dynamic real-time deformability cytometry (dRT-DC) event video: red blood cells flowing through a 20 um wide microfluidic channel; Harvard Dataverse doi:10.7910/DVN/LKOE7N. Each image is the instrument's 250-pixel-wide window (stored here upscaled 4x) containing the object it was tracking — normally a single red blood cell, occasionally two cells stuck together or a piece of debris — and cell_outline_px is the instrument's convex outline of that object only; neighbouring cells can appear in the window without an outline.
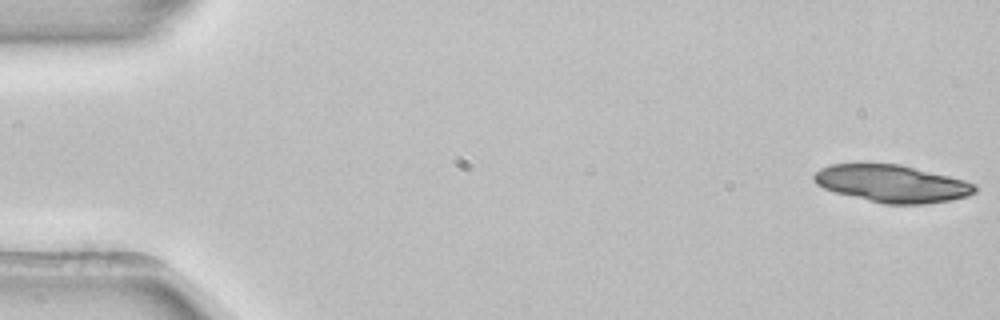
{"species": "common noctule bat (a hibernating species)", "species_latin": "Nyctalus noctula", "temperature_condition": "room temperature", "stored_images_in_passage": 53, "camera_frame_rate_fps": 3000, "um_per_image_px": 0.085, "animal": {"sex": "female", "body_mass_g": 22.7, "forearm_length_mm": 54.2}, "frame": {"image": 1, "passage_image": 1, "time_ms": 0.0, "image_size_px": [1000, 320], "cell_outline_px": [[976, 192], [968, 196], [952, 200], [924, 204], [884, 204], [836, 192], [824, 188], [816, 184], [812, 180], [812, 176], [820, 168], [832, 164], [900, 164], [964, 180], [976, 184]], "centroid_in_image_um": [75.82, 15.61], "position_along_channel_um": 9.2, "area_um2": 34.85}}
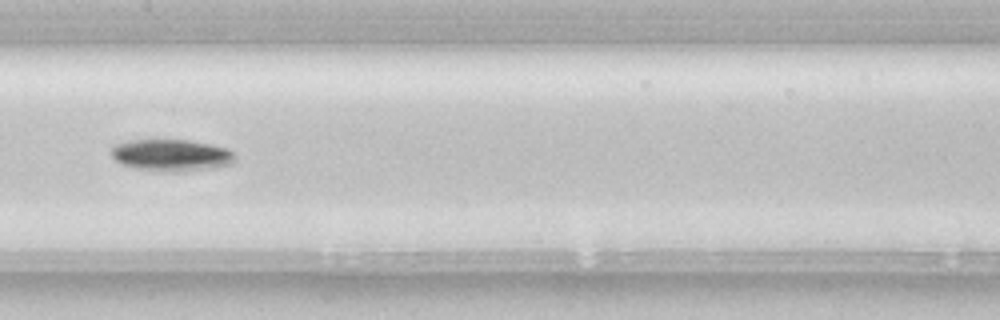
{"frame": {"image": 2, "passage_image": 27, "time_ms": 8.667, "image_size_px": [1000, 320], "cell_outline_px": [[236, 160], [232, 164], [212, 168], [184, 172], [160, 172], [120, 164], [112, 156], [112, 148], [116, 144], [128, 140], [188, 140], [228, 148], [236, 156]], "centroid_in_image_um": [14.6, 13.2], "position_along_channel_um": 192.8, "area_um2": 23.06}}
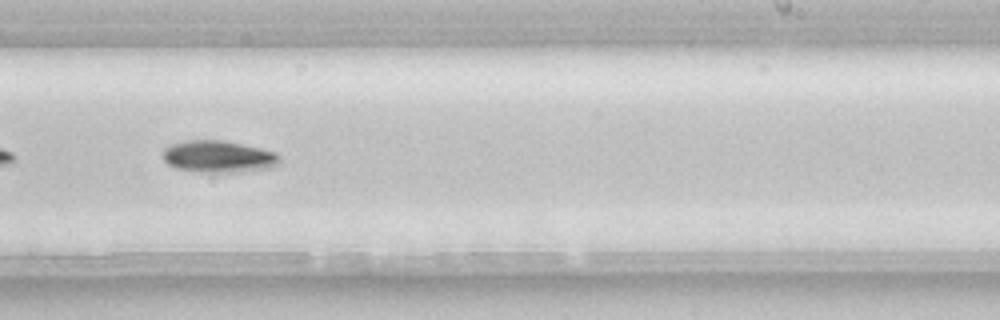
{"frame": {"image": 3, "passage_image": 33, "time_ms": 10.667, "image_size_px": [1000, 320], "cell_outline_px": [[280, 164], [272, 168], [240, 172], [200, 172], [176, 168], [168, 164], [164, 160], [164, 148], [172, 144], [188, 140], [220, 140], [260, 148], [276, 152], [280, 156]], "centroid_in_image_um": [18.61, 13.32], "position_along_channel_um": 270.4, "area_um2": 21.73}, "authors_computed_cell_mechanics": {"area_um2": 22.3108, "velocity_mm_per_s": 3.9007, "shape_relaxation_time_tau1_ms": 2.7961, "shape_relaxation_time_tau2_ms": null, "deformation_change_tau1": 0.0984, "deformation_change_tau2": null}}